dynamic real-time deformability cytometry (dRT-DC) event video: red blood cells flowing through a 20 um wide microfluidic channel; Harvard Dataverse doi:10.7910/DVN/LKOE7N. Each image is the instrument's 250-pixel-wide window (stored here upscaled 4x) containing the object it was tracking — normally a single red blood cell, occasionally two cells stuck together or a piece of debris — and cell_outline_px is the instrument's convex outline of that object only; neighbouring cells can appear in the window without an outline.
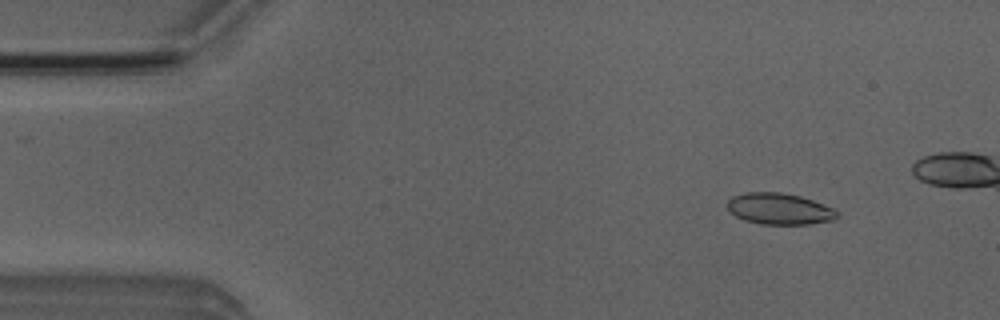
{"species": "Egyptian fruit bat (a non-hibernating species)", "species_latin": "Rousettus aegyptiacus", "temperature_condition": "room temperature", "stored_images_in_passage": 5, "camera_frame_rate_fps": 3000, "um_per_image_px": 0.085, "animal": {"sex": "male"}, "frame": {"image": 1, "passage_image": 2, "time_ms": 1.0, "image_size_px": [1000, 320], "cell_outline_px": [[836, 220], [808, 224], [764, 224], [744, 220], [736, 216], [728, 208], [728, 200], [732, 196], [744, 192], [780, 192], [800, 196], [824, 204], [832, 208], [836, 212]], "centroid_in_image_um": [66.24, 17.74], "position_along_channel_um": 18.8, "area_um2": 19.88}}